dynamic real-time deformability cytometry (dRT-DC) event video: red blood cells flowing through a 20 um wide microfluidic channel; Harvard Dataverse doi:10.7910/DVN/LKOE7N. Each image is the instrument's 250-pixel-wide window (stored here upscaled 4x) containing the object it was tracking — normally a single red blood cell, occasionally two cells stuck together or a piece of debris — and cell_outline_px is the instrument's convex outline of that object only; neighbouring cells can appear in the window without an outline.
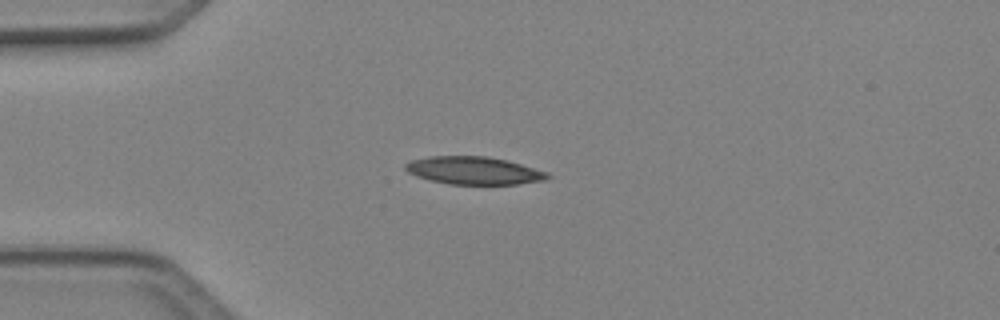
{"species": "Egyptian fruit bat (a non-hibernating species)", "species_latin": "Rousettus aegyptiacus", "temperature_condition": "cold", "stored_images_in_passage": 3, "camera_frame_rate_fps": 3000, "um_per_image_px": 0.085, "animal": {"sex": "female"}, "frame": {"image": 1, "passage_image": 3, "time_ms": 0.667, "image_size_px": [1000, 320], "cell_outline_px": [[552, 176], [544, 180], [516, 184], [448, 184], [416, 176], [408, 172], [404, 168], [404, 164], [412, 160], [428, 156], [488, 156], [508, 160], [548, 172]], "centroid_in_image_um": [40.28, 14.49], "position_along_channel_um": 44.7, "area_um2": 23.0}}